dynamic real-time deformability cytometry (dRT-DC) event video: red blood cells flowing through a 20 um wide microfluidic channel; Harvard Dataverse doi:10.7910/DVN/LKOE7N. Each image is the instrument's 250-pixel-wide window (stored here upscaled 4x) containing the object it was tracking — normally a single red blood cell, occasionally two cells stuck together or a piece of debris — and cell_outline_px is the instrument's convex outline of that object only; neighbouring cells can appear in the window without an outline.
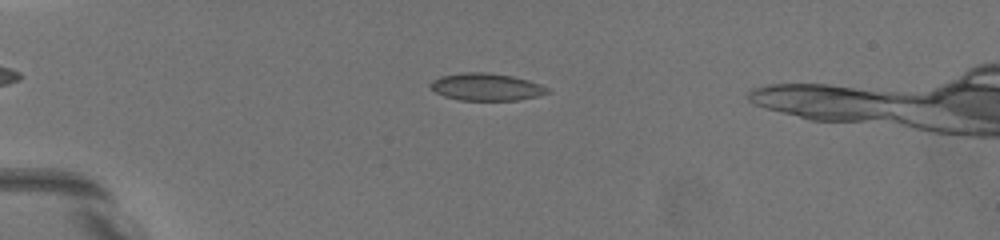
{"species": "common noctule bat (a hibernating species)", "species_latin": "Nyctalus noctula", "temperature_condition": "warm", "stored_images_in_passage": 36, "camera_frame_rate_fps": 3000, "um_per_image_px": 0.085, "animal": {"sex": "female", "body_mass_g": 19.5, "forearm_length_mm": 54.1}, "frame": {"image": 1, "passage_image": 16, "time_ms": 5.0, "image_size_px": [1000, 240], "cell_outline_px": [[552, 92], [520, 100], [460, 100], [444, 96], [436, 92], [428, 84], [432, 80], [440, 76], [464, 72], [488, 72], [512, 76], [528, 80], [540, 84], [548, 88]], "centroid_in_image_um": [41.34, 7.38], "position_along_channel_um": 43.7, "area_um2": 18.67}}
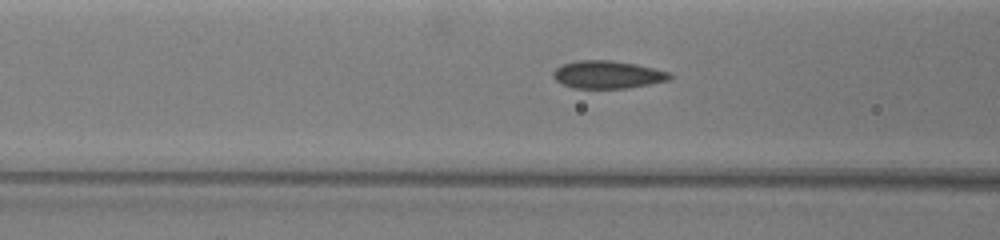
{"frame": {"image": 2, "passage_image": 25, "time_ms": 8.0, "image_size_px": [1000, 240], "cell_outline_px": [[672, 76], [668, 80], [628, 88], [572, 88], [556, 80], [552, 76], [552, 72], [556, 68], [564, 64], [576, 60], [612, 60], [636, 64], [668, 72]], "centroid_in_image_um": [51.6, 6.34], "position_along_channel_um": 115.0, "area_um2": 18.67}}
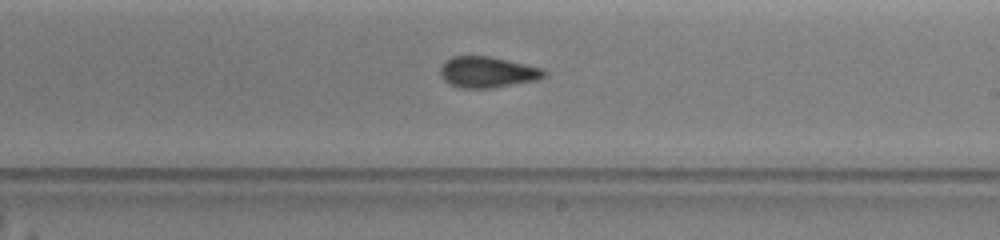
{"frame": {"image": 3, "passage_image": 36, "time_ms": 11.667, "image_size_px": [1000, 240], "cell_outline_px": [[548, 72], [544, 76], [536, 80], [492, 88], [464, 88], [448, 84], [440, 76], [440, 68], [452, 56], [492, 56], [544, 68]], "centroid_in_image_um": [41.46, 6.13], "position_along_channel_um": 247.5, "area_um2": 18.84}}